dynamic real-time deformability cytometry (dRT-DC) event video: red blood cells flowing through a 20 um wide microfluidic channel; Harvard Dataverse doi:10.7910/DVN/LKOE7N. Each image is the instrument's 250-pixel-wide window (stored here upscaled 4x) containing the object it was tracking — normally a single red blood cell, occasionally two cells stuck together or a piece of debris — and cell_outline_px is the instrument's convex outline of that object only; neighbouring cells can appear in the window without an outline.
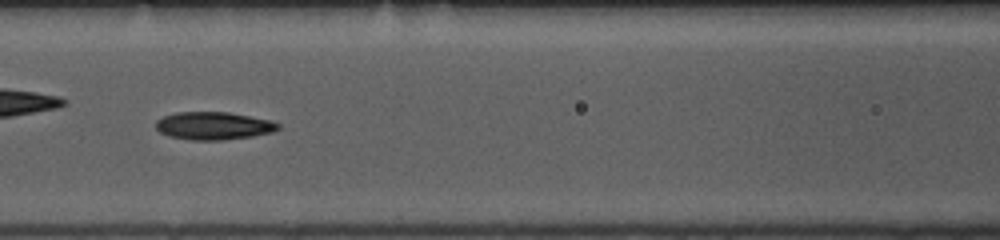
{"species": "common noctule bat (a hibernating species)", "species_latin": "Nyctalus noctula", "temperature_condition": "room temperature", "stored_images_in_passage": 53, "camera_frame_rate_fps": 3000, "um_per_image_px": 0.085, "animal": {"sex": "female", "body_mass_g": 10.0, "forearm_length_mm": 53.1}, "frame": {"image": 1, "passage_image": 23, "time_ms": 7.333, "image_size_px": [1000, 240], "cell_outline_px": [[280, 128], [272, 132], [252, 136], [224, 140], [188, 140], [168, 136], [160, 132], [156, 128], [156, 120], [164, 116], [176, 112], [228, 112], [272, 120], [280, 124]], "centroid_in_image_um": [18.15, 10.69], "position_along_channel_um": 148.4, "area_um2": 19.94}, "authors_computed_cell_mechanics": {"area_um2": 18.6694, "velocity_mm_per_s": 3.7982, "shape_relaxation_time_tau1_ms": 9.1319, "shape_relaxation_time_tau2_ms": 4.2363, "deformation_change_tau1": 0.2257, "deformation_change_tau2": 0.1145}}